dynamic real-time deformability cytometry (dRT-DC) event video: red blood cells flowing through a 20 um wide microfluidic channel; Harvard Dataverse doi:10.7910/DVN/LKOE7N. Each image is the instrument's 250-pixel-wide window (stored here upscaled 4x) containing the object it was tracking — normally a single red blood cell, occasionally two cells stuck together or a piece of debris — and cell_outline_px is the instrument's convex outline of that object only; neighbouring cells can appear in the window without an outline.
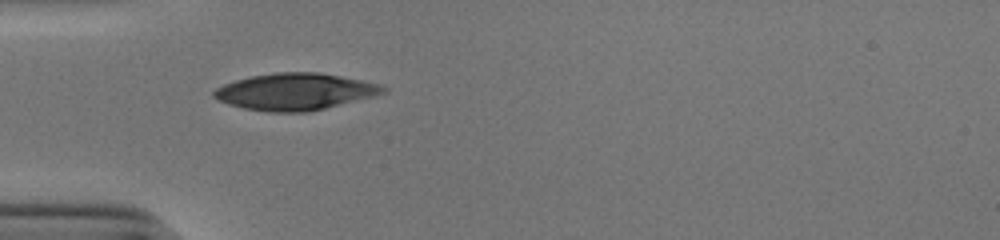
{"species": "human", "species_latin": "Homo sapiens", "temperature_condition": "cold", "stored_images_in_passage": 30, "camera_frame_rate_fps": 3000, "um_per_image_px": 0.085, "donor": {"sex": "male"}, "frame": {"image": 1, "passage_image": 1, "time_ms": 0.0, "image_size_px": [1000, 240], "cell_outline_px": [[388, 92], [376, 96], [308, 112], [268, 112], [244, 108], [228, 104], [212, 96], [212, 92], [216, 88], [224, 84], [236, 80], [252, 76], [276, 72], [320, 72], [380, 84], [388, 88]], "centroid_in_image_um": [25.12, 7.79], "position_along_channel_um": 59.9, "area_um2": 36.3}}
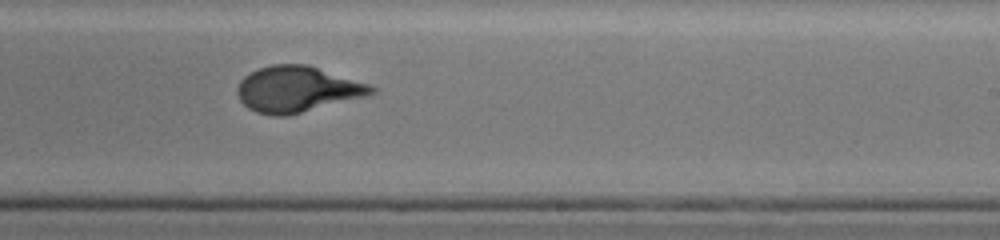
{"frame": {"image": 2, "passage_image": 17, "time_ms": 5.333, "image_size_px": [1000, 240], "cell_outline_px": [[376, 92], [368, 96], [284, 116], [272, 116], [256, 112], [248, 108], [240, 100], [236, 92], [236, 88], [240, 80], [244, 76], [256, 68], [272, 64], [308, 64], [372, 84], [376, 88]], "centroid_in_image_um": [25.28, 7.56], "position_along_channel_um": 263.7, "area_um2": 36.24}}
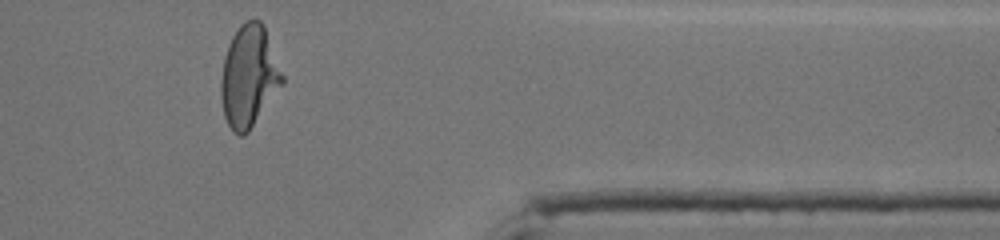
{"frame": {"image": 3, "passage_image": 28, "time_ms": 9.0, "image_size_px": [1000, 240], "cell_outline_px": [[284, 84], [248, 132], [244, 136], [240, 136], [232, 132], [224, 116], [220, 96], [220, 80], [224, 56], [228, 44], [232, 36], [240, 24], [248, 20], [260, 20], [264, 24], [284, 76]], "centroid_in_image_um": [21.16, 6.5], "position_along_channel_um": 390.2, "area_um2": 36.7}, "authors_computed_cell_mechanics": {"area_um2": 35.7204, "velocity_mm_per_s": 3.9087, "shape_relaxation_time_tau1_ms": 4.439, "shape_relaxation_time_tau2_ms": null, "deformation_change_tau1": 0.2137, "deformation_change_tau2": null}}